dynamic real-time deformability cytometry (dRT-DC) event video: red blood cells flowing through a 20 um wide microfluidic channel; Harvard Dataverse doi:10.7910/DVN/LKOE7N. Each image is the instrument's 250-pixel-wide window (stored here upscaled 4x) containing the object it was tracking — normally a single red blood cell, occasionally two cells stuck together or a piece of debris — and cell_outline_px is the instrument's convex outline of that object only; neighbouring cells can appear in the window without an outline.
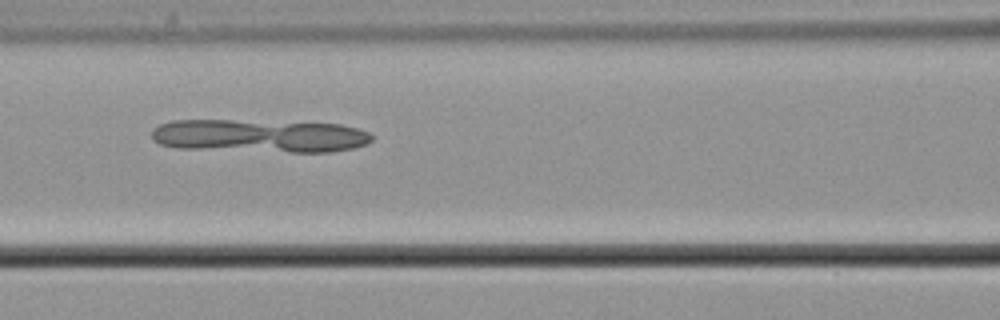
{"species": "common noctule bat (a hibernating species)", "species_latin": "Nyctalus noctula", "temperature_condition": "cold", "stored_images_in_passage": 54, "camera_frame_rate_fps": 3000, "um_per_image_px": 0.085, "animal": {"sex": "male", "body_mass_g": 21.5, "forearm_length_mm": 52.0}, "frame": {"image": 1, "passage_image": 24, "time_ms": 7.667, "image_size_px": [1000, 320], "cell_outline_px": [[372, 140], [368, 144], [352, 148], [332, 152], [292, 152], [176, 148], [160, 144], [152, 140], [152, 128], [160, 124], [172, 120], [232, 120], [340, 124], [356, 128], [368, 132], [372, 136]], "centroid_in_image_um": [22.03, 11.55], "position_along_channel_um": 144.6, "area_um2": 42.6}}
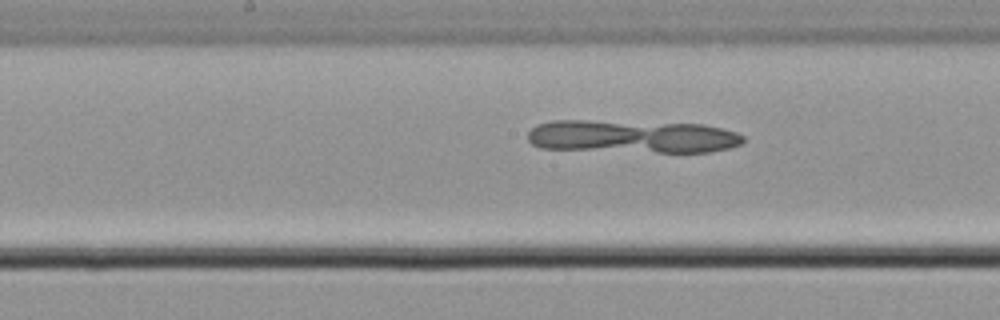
{"frame": {"image": 2, "passage_image": 28, "time_ms": 9.0, "image_size_px": [1000, 320], "cell_outline_px": [[744, 140], [740, 144], [728, 148], [712, 152], [656, 152], [540, 148], [532, 144], [528, 140], [528, 132], [536, 124], [552, 120], [588, 120], [704, 124], [736, 132], [744, 136]], "centroid_in_image_um": [53.72, 11.59], "position_along_channel_um": 194.5, "area_um2": 41.56}}
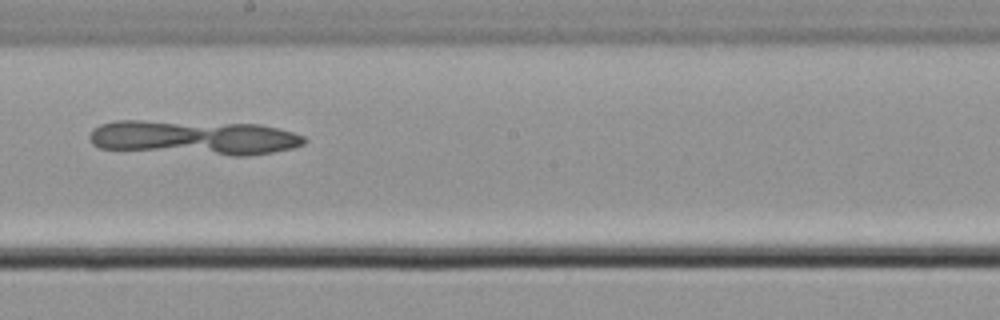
{"frame": {"image": 3, "passage_image": 31, "time_ms": 10.0, "image_size_px": [1000, 320], "cell_outline_px": [[308, 140], [304, 144], [292, 148], [272, 152], [248, 156], [232, 156], [100, 148], [92, 144], [88, 136], [92, 128], [100, 124], [116, 120], [140, 120], [260, 124], [292, 132], [304, 136]], "centroid_in_image_um": [16.47, 11.69], "position_along_channel_um": 231.7, "area_um2": 43.64}}